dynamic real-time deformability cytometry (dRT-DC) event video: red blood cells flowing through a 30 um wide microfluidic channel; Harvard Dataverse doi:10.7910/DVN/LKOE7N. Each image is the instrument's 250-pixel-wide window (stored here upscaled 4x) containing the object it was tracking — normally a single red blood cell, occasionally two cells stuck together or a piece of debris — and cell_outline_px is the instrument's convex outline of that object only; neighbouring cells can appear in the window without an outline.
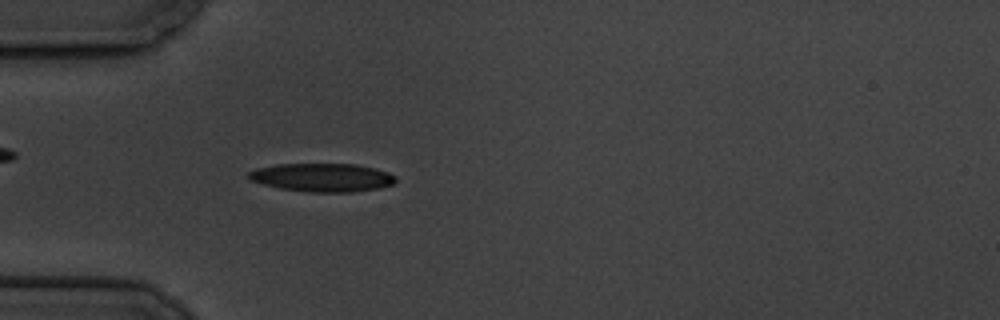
{"species": "common noctule bat (a hibernating species)", "species_latin": "Nyctalus noctula", "temperature_condition": "cold", "stored_images_in_passage": 57, "camera_frame_rate_fps": 3000, "um_per_image_px": 0.085, "animal": {"sex": "male", "body_mass_g": 19.5, "forearm_length_mm": 54.6}, "frame": {"image": 1, "passage_image": 17, "time_ms": 5.333, "image_size_px": [1000, 320], "cell_outline_px": [[396, 180], [392, 184], [380, 188], [352, 192], [312, 192], [280, 188], [264, 184], [252, 180], [248, 176], [248, 172], [256, 168], [276, 164], [356, 164], [388, 172], [396, 176]], "centroid_in_image_um": [27.41, 15.08], "position_along_channel_um": 57.6, "area_um2": 24.16}}
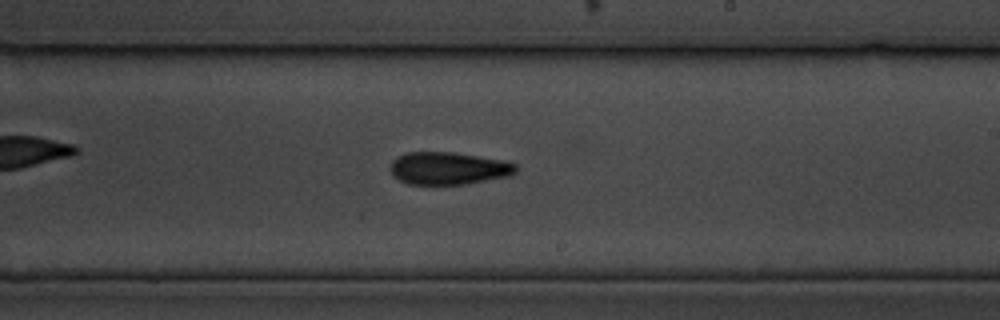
{"frame": {"image": 2, "passage_image": 34, "time_ms": 11.0, "image_size_px": [1000, 320], "cell_outline_px": [[516, 172], [512, 176], [464, 184], [408, 184], [392, 176], [388, 168], [392, 160], [396, 156], [408, 152], [452, 152], [504, 160], [516, 164]], "centroid_in_image_um": [38.09, 14.3], "position_along_channel_um": 250.9, "area_um2": 24.04}}
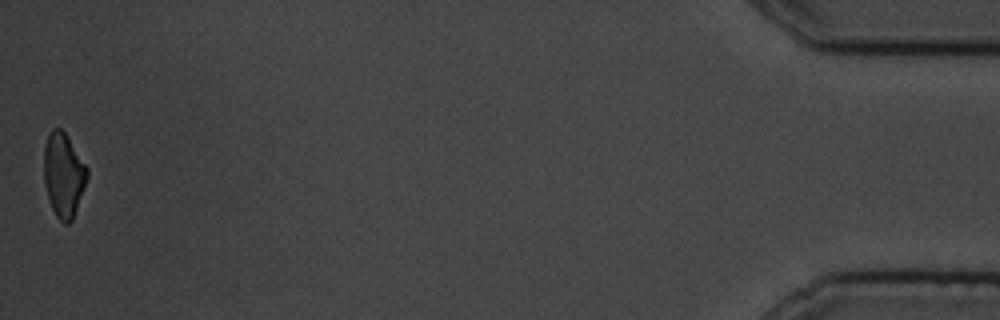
{"frame": {"image": 3, "passage_image": 57, "time_ms": 18.667, "image_size_px": [1000, 320], "cell_outline_px": [[88, 176], [72, 220], [68, 224], [64, 224], [56, 216], [52, 208], [44, 184], [44, 148], [48, 136], [52, 128], [60, 128], [64, 132], [88, 168]], "centroid_in_image_um": [5.39, 14.87], "position_along_channel_um": 429.8, "area_um2": 20.87}, "authors_computed_cell_mechanics": {"area_um2": 22.7732, "velocity_mm_per_s": 3.5115, "shape_relaxation_time_tau1_ms": 4.0879, "shape_relaxation_time_tau2_ms": 8.4466, "deformation_change_tau1": 0.1624, "deformation_change_tau2": 0.1914}}